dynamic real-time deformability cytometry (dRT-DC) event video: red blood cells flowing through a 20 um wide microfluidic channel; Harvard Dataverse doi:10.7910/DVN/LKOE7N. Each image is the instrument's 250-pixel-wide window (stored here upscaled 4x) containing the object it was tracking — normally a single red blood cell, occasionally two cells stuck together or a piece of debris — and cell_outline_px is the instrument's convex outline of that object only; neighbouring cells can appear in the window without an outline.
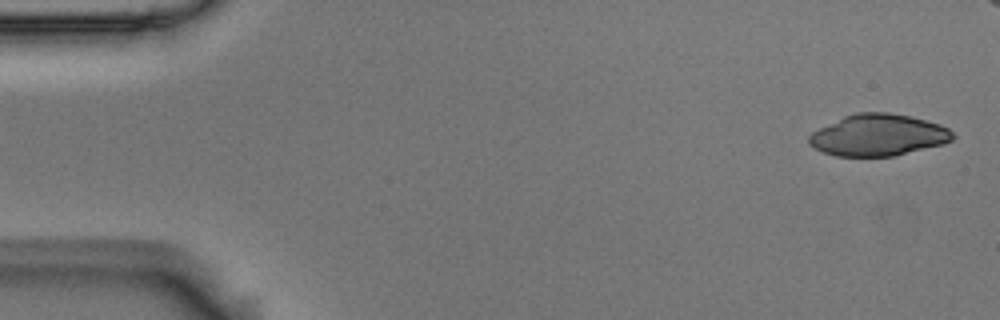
{"species": "Egyptian fruit bat (a non-hibernating species)", "species_latin": "Rousettus aegyptiacus", "temperature_condition": "room temperature", "stored_images_in_passage": 6, "camera_frame_rate_fps": 3000, "um_per_image_px": 0.085, "animal": {"sex": "male"}, "frame": {"image": 1, "passage_image": 1, "time_ms": 0.0, "image_size_px": [1000, 320], "cell_outline_px": [[956, 136], [952, 140], [944, 144], [892, 156], [836, 156], [824, 152], [808, 144], [808, 136], [812, 132], [844, 116], [856, 112], [888, 112], [912, 116], [940, 124], [948, 128]], "centroid_in_image_um": [74.67, 11.47], "position_along_channel_um": 10.3, "area_um2": 34.85}}